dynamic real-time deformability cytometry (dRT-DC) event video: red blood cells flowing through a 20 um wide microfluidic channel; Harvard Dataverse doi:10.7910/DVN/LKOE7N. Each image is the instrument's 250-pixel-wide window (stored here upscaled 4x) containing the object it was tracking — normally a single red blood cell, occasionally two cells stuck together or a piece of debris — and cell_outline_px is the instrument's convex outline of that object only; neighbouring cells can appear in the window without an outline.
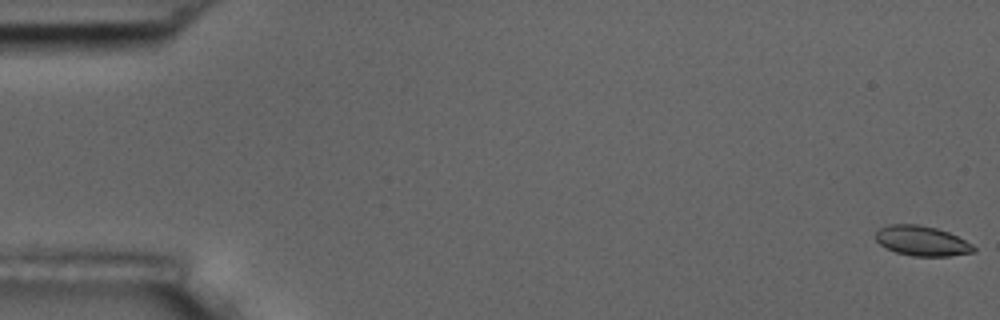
{"species": "common noctule bat (a hibernating species)", "species_latin": "Nyctalus noctula", "temperature_condition": "room temperature", "stored_images_in_passage": 57, "camera_frame_rate_fps": 3000, "um_per_image_px": 0.085, "animal": {"sex": "male", "body_mass_g": 17.5, "forearm_length_mm": 52.3}, "frame": {"image": 1, "passage_image": 1, "time_ms": 0.0, "image_size_px": [1000, 320], "cell_outline_px": [[976, 252], [948, 256], [912, 256], [896, 252], [884, 248], [876, 240], [876, 232], [880, 228], [888, 224], [920, 224], [936, 228], [948, 232], [972, 244], [976, 248]], "centroid_in_image_um": [78.35, 20.48], "position_along_channel_um": 6.7, "area_um2": 17.17}}
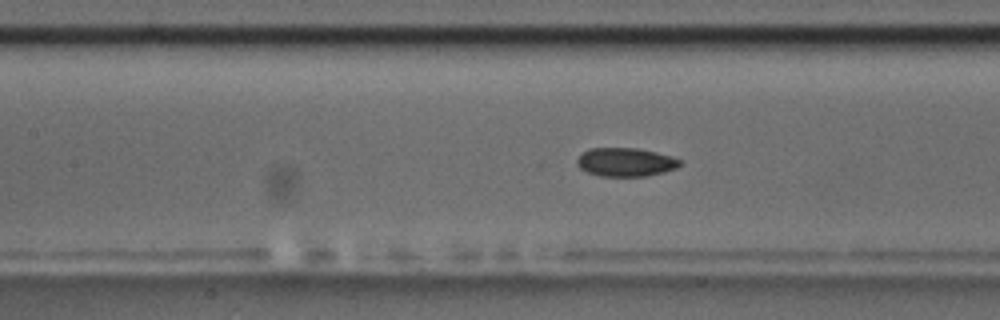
{"frame": {"image": 2, "passage_image": 26, "time_ms": 8.333, "image_size_px": [1000, 320], "cell_outline_px": [[680, 164], [676, 168], [664, 172], [648, 176], [600, 176], [588, 172], [580, 168], [576, 164], [576, 160], [588, 148], [636, 148], [656, 152], [672, 156], [680, 160]], "centroid_in_image_um": [53.17, 13.78], "position_along_channel_um": 154.2, "area_um2": 17.11}}
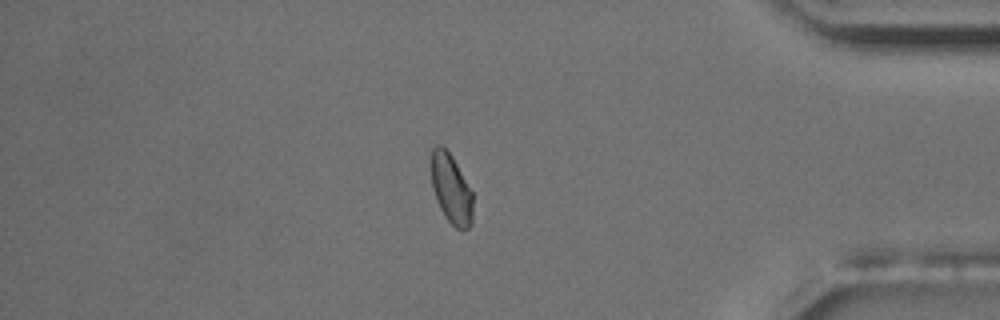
{"frame": {"image": 3, "passage_image": 49, "time_ms": 16.0, "image_size_px": [1000, 320], "cell_outline_px": [[472, 224], [468, 228], [456, 228], [444, 216], [436, 200], [432, 188], [432, 148], [436, 144], [440, 144], [452, 156], [472, 192]], "centroid_in_image_um": [38.34, 16.06], "position_along_channel_um": 396.9, "area_um2": 16.65}, "authors_computed_cell_mechanics": {"area_um2": 17.2822, "velocity_mm_per_s": 3.5814, "shape_relaxation_time_tau1_ms": 7.9262, "shape_relaxation_time_tau2_ms": 3.4259, "deformation_change_tau1": 0.0994, "deformation_change_tau2": 0.0393}}